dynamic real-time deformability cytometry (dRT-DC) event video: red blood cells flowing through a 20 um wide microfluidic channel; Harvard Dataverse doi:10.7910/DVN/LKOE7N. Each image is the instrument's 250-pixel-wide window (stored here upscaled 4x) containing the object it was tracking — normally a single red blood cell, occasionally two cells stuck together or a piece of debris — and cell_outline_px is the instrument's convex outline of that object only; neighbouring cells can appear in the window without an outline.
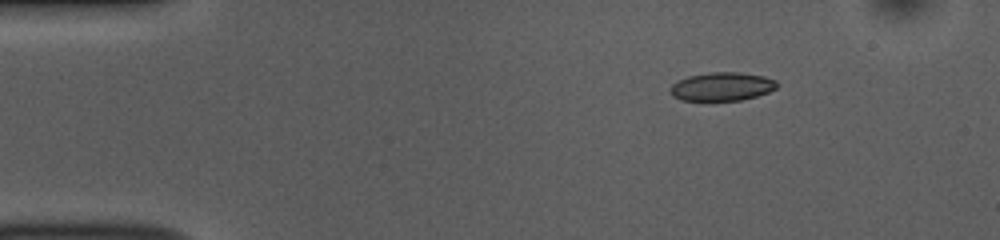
{"species": "common noctule bat (a hibernating species)", "species_latin": "Nyctalus noctula", "temperature_condition": "room temperature", "stored_images_in_passage": 47, "camera_frame_rate_fps": 3000, "um_per_image_px": 0.085, "animal": {"sex": "female", "body_mass_g": 10.0, "forearm_length_mm": 53.1}, "frame": {"image": 1, "passage_image": 1, "time_ms": 0.0, "image_size_px": [1000, 240], "cell_outline_px": [[780, 84], [776, 88], [768, 92], [756, 96], [740, 100], [680, 100], [672, 96], [668, 92], [668, 88], [672, 84], [688, 76], [708, 72], [740, 72], [764, 76], [776, 80]], "centroid_in_image_um": [61.35, 7.35], "position_along_channel_um": 23.6, "area_um2": 17.86}}
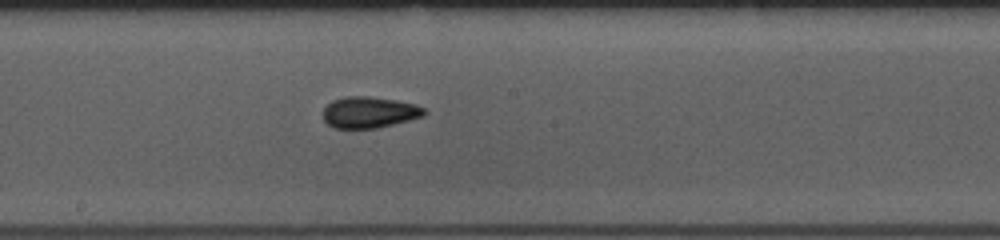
{"frame": {"image": 2, "passage_image": 22, "time_ms": 7.0, "image_size_px": [1000, 240], "cell_outline_px": [[428, 112], [424, 116], [376, 128], [332, 128], [324, 120], [324, 108], [332, 100], [344, 96], [368, 96], [396, 100], [416, 104], [424, 108]], "centroid_in_image_um": [31.39, 9.54], "position_along_channel_um": 216.8, "area_um2": 18.44}}
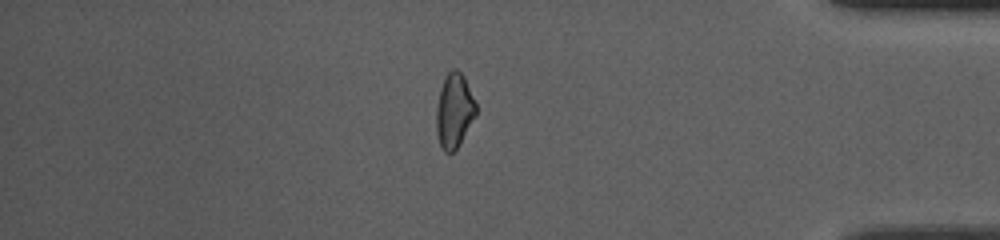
{"frame": {"image": 3, "passage_image": 39, "time_ms": 12.667, "image_size_px": [1000, 240], "cell_outline_px": [[476, 116], [460, 144], [452, 152], [444, 152], [440, 144], [436, 132], [436, 108], [440, 88], [448, 72], [452, 68], [456, 68], [464, 76], [476, 104]], "centroid_in_image_um": [38.61, 9.41], "position_along_channel_um": 396.6, "area_um2": 17.22}, "authors_computed_cell_mechanics": {"area_um2": 18.0336, "velocity_mm_per_s": 3.7351, "shape_relaxation_time_tau1_ms": 5.1724, "shape_relaxation_time_tau2_ms": 4.3405, "deformation_change_tau1": 0.099, "deformation_change_tau2": 0.0777}}